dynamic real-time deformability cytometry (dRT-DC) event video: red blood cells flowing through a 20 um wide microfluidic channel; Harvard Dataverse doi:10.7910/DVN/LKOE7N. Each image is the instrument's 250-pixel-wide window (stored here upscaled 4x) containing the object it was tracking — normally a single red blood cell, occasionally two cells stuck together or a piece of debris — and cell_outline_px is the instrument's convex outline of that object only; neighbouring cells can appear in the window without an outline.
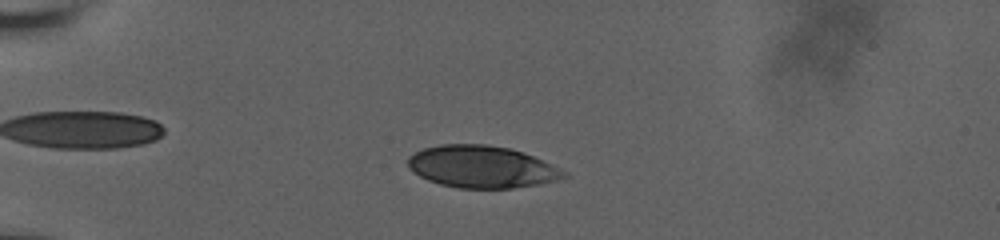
{"species": "human", "species_latin": "Homo sapiens", "temperature_condition": "room temperature", "stored_images_in_passage": 57, "camera_frame_rate_fps": 3000, "um_per_image_px": 0.085, "donor": {"sex": "male"}, "frame": {"image": 1, "passage_image": 15, "time_ms": 4.667, "image_size_px": [1000, 240], "cell_outline_px": [[568, 176], [556, 180], [536, 184], [512, 188], [460, 188], [440, 184], [428, 180], [412, 172], [408, 168], [408, 156], [424, 148], [440, 144], [488, 144], [508, 148], [524, 152], [568, 172]], "centroid_in_image_um": [40.92, 14.17], "position_along_channel_um": 44.1, "area_um2": 38.21}}
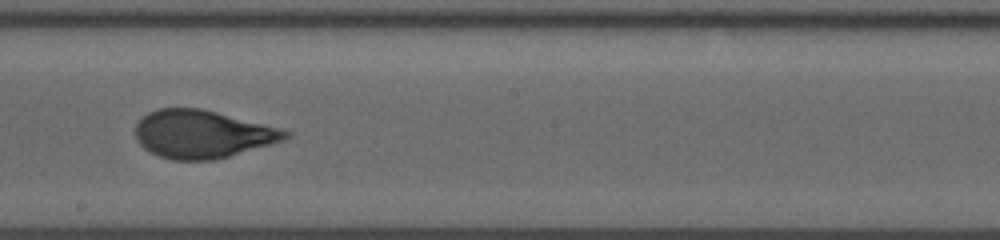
{"frame": {"image": 2, "passage_image": 34, "time_ms": 11.0, "image_size_px": [1000, 240], "cell_outline_px": [[292, 136], [284, 140], [216, 160], [172, 160], [160, 156], [144, 148], [136, 140], [136, 124], [148, 112], [156, 108], [200, 108], [280, 128], [292, 132]], "centroid_in_image_um": [17.2, 11.4], "position_along_channel_um": 231.0, "area_um2": 41.73}}
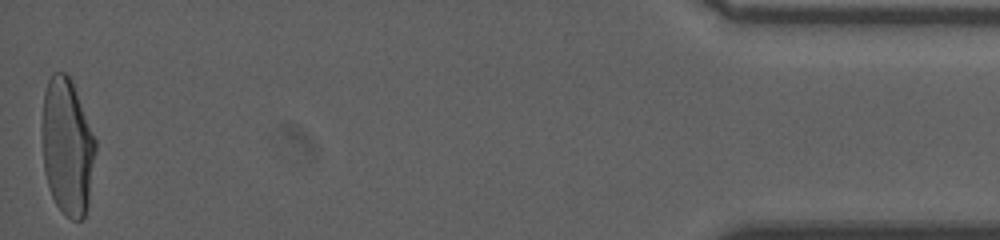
{"frame": {"image": 3, "passage_image": 57, "time_ms": 18.667, "image_size_px": [1000, 240], "cell_outline_px": [[96, 152], [88, 204], [84, 216], [80, 220], [72, 220], [56, 204], [52, 196], [44, 172], [40, 128], [44, 92], [48, 80], [52, 72], [64, 72], [72, 80], [96, 140]], "centroid_in_image_um": [5.7, 12.43], "position_along_channel_um": 429.5, "area_um2": 43.06}, "authors_computed_cell_mechanics": {"area_um2": 41.616, "velocity_mm_per_s": 3.6535, "shape_relaxation_time_tau1_ms": 4.9585, "shape_relaxation_time_tau2_ms": null, "deformation_change_tau1": 0.2012, "deformation_change_tau2": null}}